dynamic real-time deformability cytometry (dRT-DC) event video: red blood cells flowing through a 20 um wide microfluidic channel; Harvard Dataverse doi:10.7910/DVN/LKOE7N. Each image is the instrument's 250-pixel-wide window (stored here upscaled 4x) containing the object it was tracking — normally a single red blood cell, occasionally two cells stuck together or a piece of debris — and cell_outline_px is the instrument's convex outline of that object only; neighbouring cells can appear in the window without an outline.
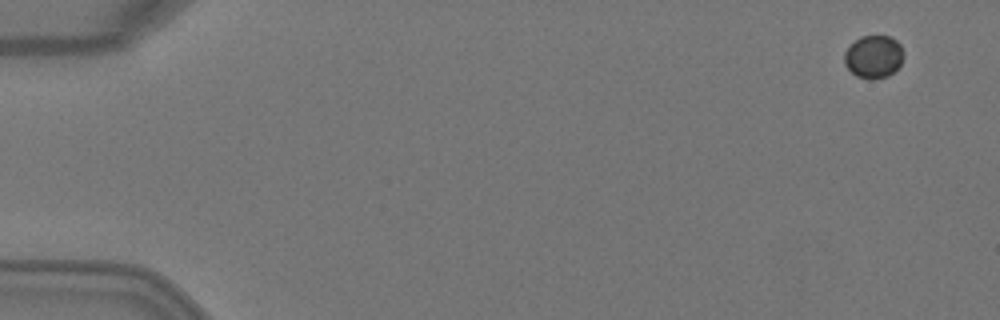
{"species": "Egyptian fruit bat (a non-hibernating species)", "species_latin": "Rousettus aegyptiacus", "temperature_condition": "warm", "stored_images_in_passage": 4, "camera_frame_rate_fps": 3000, "um_per_image_px": 0.085, "animal": {"sex": "female"}, "frame": {"image": 1, "passage_image": 1, "time_ms": 0.0, "image_size_px": [1000, 320], "cell_outline_px": [[904, 56], [900, 64], [888, 76], [872, 80], [868, 80], [856, 76], [844, 64], [844, 52], [860, 36], [888, 36], [896, 40], [900, 44], [904, 52]], "centroid_in_image_um": [74.26, 4.83], "position_along_channel_um": 10.7, "area_um2": 14.8}}
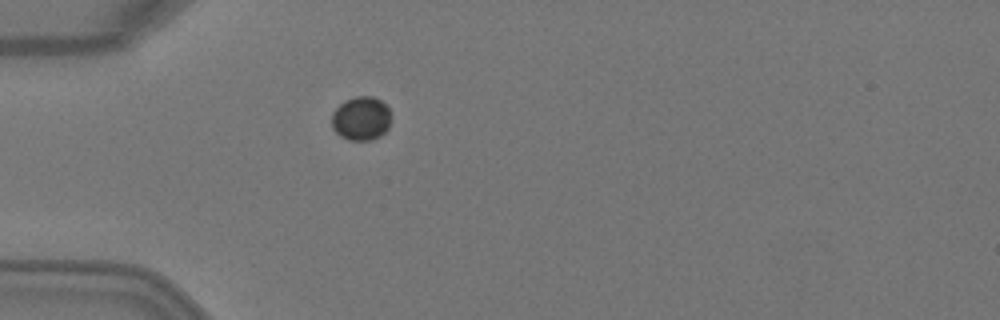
{"frame": {"image": 2, "passage_image": 4, "time_ms": 1.0, "image_size_px": [1000, 320], "cell_outline_px": [[392, 116], [388, 128], [380, 136], [372, 140], [348, 140], [340, 136], [332, 128], [332, 112], [344, 100], [356, 96], [372, 96], [380, 100], [388, 108]], "centroid_in_image_um": [30.7, 10.07], "position_along_channel_um": 54.3, "area_um2": 15.32}}